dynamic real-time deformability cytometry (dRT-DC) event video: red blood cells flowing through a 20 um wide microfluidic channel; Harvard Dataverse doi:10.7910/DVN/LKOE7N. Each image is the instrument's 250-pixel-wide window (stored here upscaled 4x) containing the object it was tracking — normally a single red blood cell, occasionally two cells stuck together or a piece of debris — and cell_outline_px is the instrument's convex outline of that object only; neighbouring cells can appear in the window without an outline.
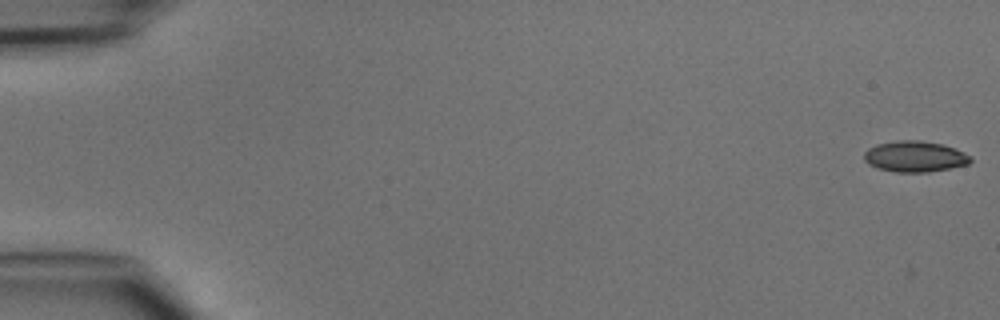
{"species": "common noctule bat (a hibernating species)", "species_latin": "Nyctalus noctula", "temperature_condition": "cold", "stored_images_in_passage": 13, "camera_frame_rate_fps": 3000, "um_per_image_px": 0.085, "animal": {"sex": "male", "body_mass_g": 15.6}, "frame": {"image": 1, "passage_image": 1, "time_ms": 0.0, "image_size_px": [1000, 320], "cell_outline_px": [[972, 160], [968, 164], [928, 172], [896, 172], [876, 168], [868, 164], [864, 160], [864, 152], [868, 148], [876, 144], [896, 140], [920, 140], [940, 144], [956, 148], [972, 156]], "centroid_in_image_um": [77.74, 13.3], "position_along_channel_um": 7.3, "area_um2": 19.31}}